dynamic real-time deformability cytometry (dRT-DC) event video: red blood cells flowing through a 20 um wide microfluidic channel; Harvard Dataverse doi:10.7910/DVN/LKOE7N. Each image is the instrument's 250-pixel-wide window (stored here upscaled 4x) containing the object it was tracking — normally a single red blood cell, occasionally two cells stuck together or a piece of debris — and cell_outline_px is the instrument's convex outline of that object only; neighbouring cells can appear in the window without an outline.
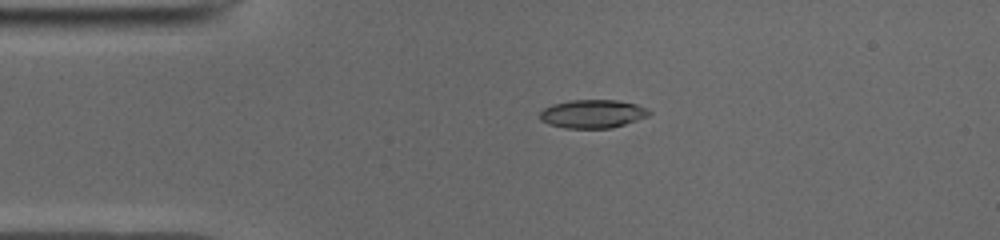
{"species": "common noctule bat (a hibernating species)", "species_latin": "Nyctalus noctula", "temperature_condition": "cold", "stored_images_in_passage": 41, "camera_frame_rate_fps": 3000, "um_per_image_px": 0.085, "animal": {"sex": "male", "body_mass_g": 19.0, "forearm_length_mm": 50.8}, "frame": {"image": 1, "passage_image": 1, "time_ms": 0.0, "image_size_px": [1000, 240], "cell_outline_px": [[652, 112], [648, 116], [612, 128], [564, 128], [548, 124], [540, 120], [540, 112], [544, 108], [552, 104], [568, 100], [616, 100], [636, 104]], "centroid_in_image_um": [50.33, 9.67], "position_along_channel_um": 34.7, "area_um2": 18.03}}
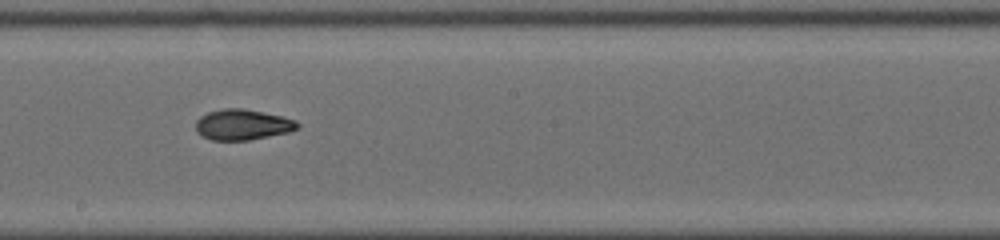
{"frame": {"image": 2, "passage_image": 18, "time_ms": 5.667, "image_size_px": [1000, 240], "cell_outline_px": [[300, 128], [288, 132], [248, 140], [212, 140], [196, 132], [196, 120], [200, 116], [208, 112], [224, 108], [244, 108], [280, 116], [296, 120], [300, 124]], "centroid_in_image_um": [20.61, 10.59], "position_along_channel_um": 227.6, "area_um2": 18.09}}
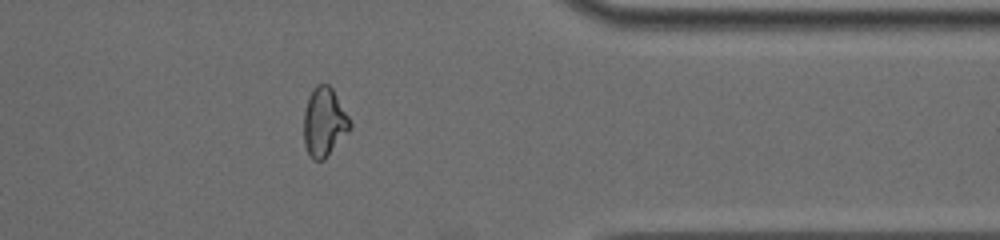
{"frame": {"image": 3, "passage_image": 31, "time_ms": 10.0, "image_size_px": [1000, 240], "cell_outline_px": [[352, 124], [324, 160], [312, 160], [308, 156], [304, 144], [304, 112], [308, 96], [316, 84], [328, 84], [332, 88], [348, 116]], "centroid_in_image_um": [27.51, 10.37], "position_along_channel_um": 383.9, "area_um2": 18.26}, "authors_computed_cell_mechanics": {"area_um2": 18.207, "velocity_mm_per_s": 3.9674, "shape_relaxation_time_tau1_ms": 5.4056, "shape_relaxation_time_tau2_ms": 2.9669, "deformation_change_tau1": 0.2024, "deformation_change_tau2": 0.0853}}